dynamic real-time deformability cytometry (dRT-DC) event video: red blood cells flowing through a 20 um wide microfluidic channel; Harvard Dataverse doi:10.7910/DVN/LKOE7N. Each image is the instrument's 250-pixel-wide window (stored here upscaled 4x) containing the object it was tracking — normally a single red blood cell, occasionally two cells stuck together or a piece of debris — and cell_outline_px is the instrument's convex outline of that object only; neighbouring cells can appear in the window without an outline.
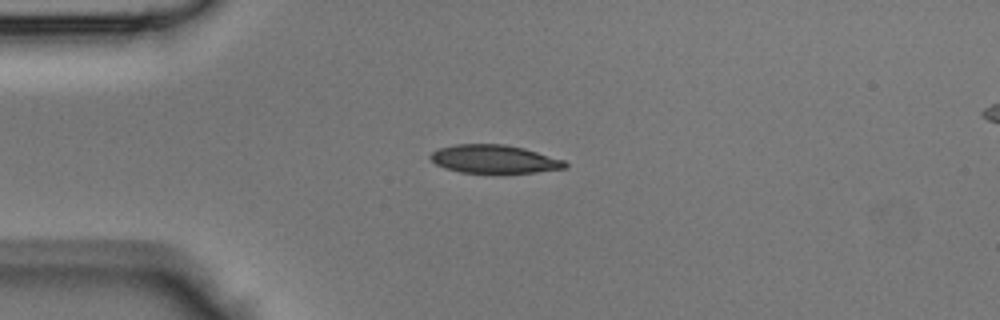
{"species": "Egyptian fruit bat (a non-hibernating species)", "species_latin": "Rousettus aegyptiacus", "temperature_condition": "room temperature", "stored_images_in_passage": 32, "camera_frame_rate_fps": 3000, "um_per_image_px": 0.085, "animal": {"sex": "male"}, "frame": {"image": 1, "passage_image": 2, "time_ms": 0.333, "image_size_px": [1000, 320], "cell_outline_px": [[568, 168], [536, 172], [460, 172], [444, 168], [436, 164], [428, 156], [432, 152], [440, 148], [456, 144], [504, 144], [524, 148], [564, 160], [568, 164]], "centroid_in_image_um": [42.01, 13.51], "position_along_channel_um": 43.0, "area_um2": 22.02}}
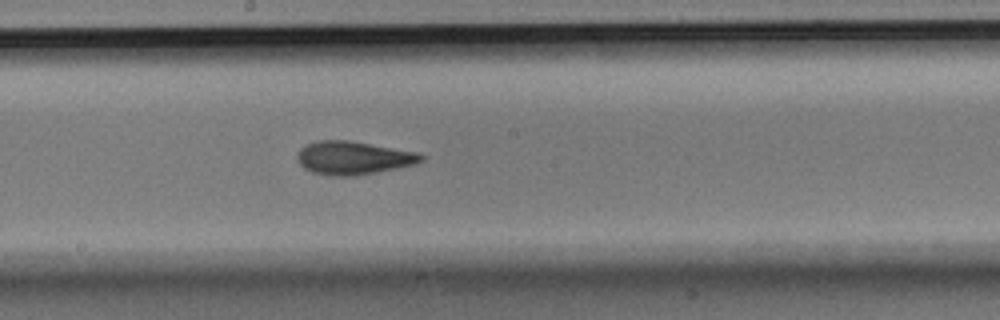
{"frame": {"image": 2, "passage_image": 15, "time_ms": 4.667, "image_size_px": [1000, 320], "cell_outline_px": [[428, 156], [424, 160], [416, 164], [396, 168], [352, 176], [332, 176], [312, 172], [304, 168], [296, 160], [296, 156], [300, 148], [316, 140], [348, 140], [420, 152]], "centroid_in_image_um": [30.06, 13.41], "position_along_channel_um": 218.1, "area_um2": 24.22}}
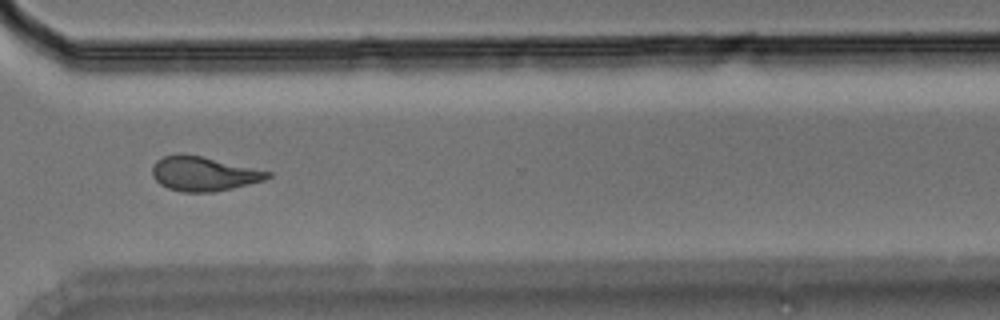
{"frame": {"image": 3, "passage_image": 24, "time_ms": 7.667, "image_size_px": [1000, 320], "cell_outline_px": [[272, 176], [264, 180], [232, 188], [212, 192], [184, 192], [168, 188], [160, 184], [152, 176], [152, 168], [156, 160], [164, 156], [200, 156], [272, 172]], "centroid_in_image_um": [17.32, 14.8], "position_along_channel_um": 353.3, "area_um2": 22.48}}